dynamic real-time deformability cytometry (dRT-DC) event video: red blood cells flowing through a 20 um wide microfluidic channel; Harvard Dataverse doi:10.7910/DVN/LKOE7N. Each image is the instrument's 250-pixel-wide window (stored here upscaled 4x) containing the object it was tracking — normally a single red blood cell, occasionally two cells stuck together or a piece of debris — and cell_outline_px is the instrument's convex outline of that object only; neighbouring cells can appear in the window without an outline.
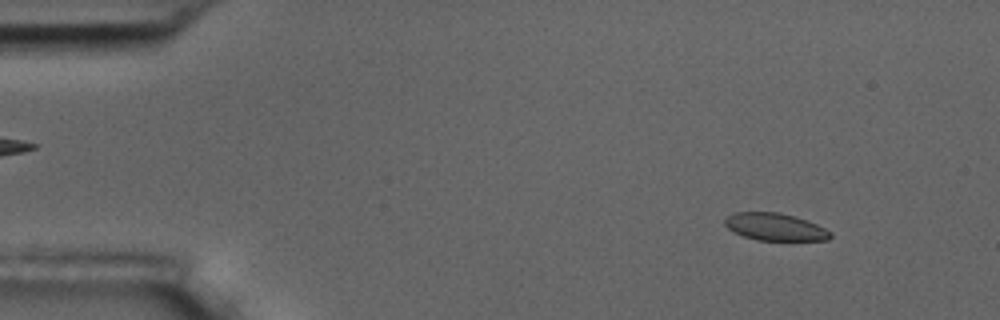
{"species": "common noctule bat (a hibernating species)", "species_latin": "Nyctalus noctula", "temperature_condition": "room temperature", "stored_images_in_passage": 5, "camera_frame_rate_fps": 3000, "um_per_image_px": 0.085, "animal": {"sex": "male", "body_mass_g": 17.5, "forearm_length_mm": 52.3}, "frame": {"image": 1, "passage_image": 1, "time_ms": 0.0, "image_size_px": [1000, 320], "cell_outline_px": [[832, 236], [828, 240], [756, 240], [744, 236], [728, 228], [724, 224], [724, 220], [732, 212], [780, 212], [816, 224], [832, 232]], "centroid_in_image_um": [65.87, 19.28], "position_along_channel_um": 19.1, "area_um2": 16.65}}
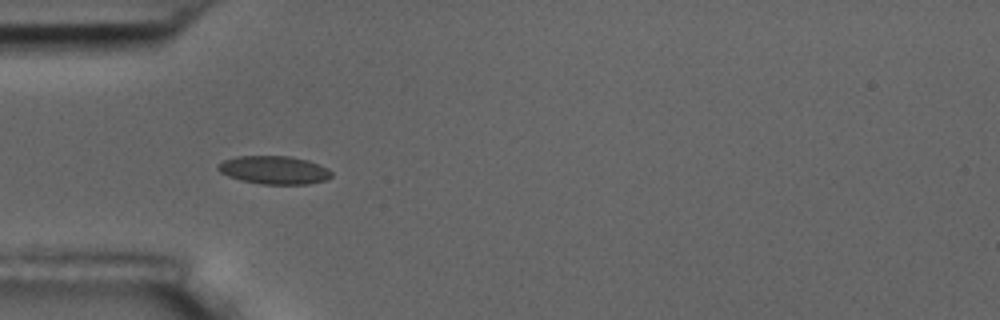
{"frame": {"image": 2, "passage_image": 4, "time_ms": 3.667, "image_size_px": [1000, 320], "cell_outline_px": [[332, 176], [324, 180], [308, 184], [260, 184], [240, 180], [228, 176], [220, 172], [216, 168], [216, 164], [224, 160], [236, 156], [288, 156], [308, 160], [328, 168], [332, 172]], "centroid_in_image_um": [23.27, 14.45], "position_along_channel_um": 61.7, "area_um2": 18.73}}